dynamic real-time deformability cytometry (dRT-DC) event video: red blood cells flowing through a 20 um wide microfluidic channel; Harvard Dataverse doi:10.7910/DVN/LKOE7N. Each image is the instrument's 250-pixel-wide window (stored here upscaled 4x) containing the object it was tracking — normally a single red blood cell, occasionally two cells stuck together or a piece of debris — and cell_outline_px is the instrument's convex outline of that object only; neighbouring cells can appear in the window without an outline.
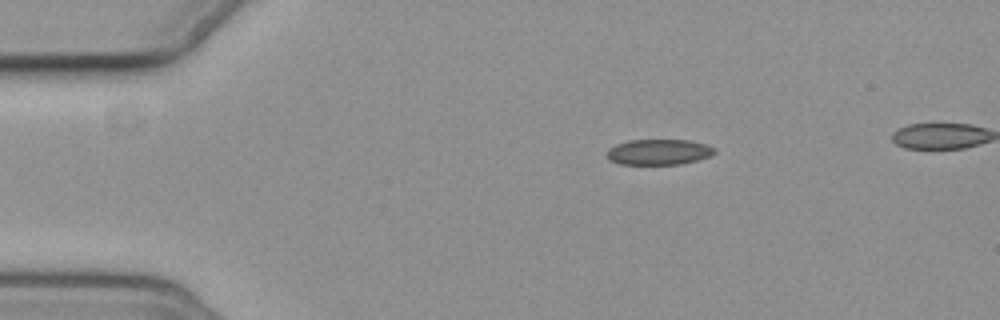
{"species": "common noctule bat (a hibernating species)", "species_latin": "Nyctalus noctula", "temperature_condition": "cold", "stored_images_in_passage": 3, "camera_frame_rate_fps": 3000, "um_per_image_px": 0.085, "animal": {"sex": "female", "body_mass_g": 19.3, "forearm_length_mm": 54.1}, "frame": {"image": 1, "passage_image": 1, "time_ms": 0.0, "image_size_px": [1000, 320], "cell_outline_px": [[716, 152], [712, 156], [680, 164], [620, 164], [608, 160], [608, 148], [616, 144], [628, 140], [688, 140], [704, 144], [716, 148]], "centroid_in_image_um": [56.0, 12.92], "position_along_channel_um": 29.0, "area_um2": 16.07}}